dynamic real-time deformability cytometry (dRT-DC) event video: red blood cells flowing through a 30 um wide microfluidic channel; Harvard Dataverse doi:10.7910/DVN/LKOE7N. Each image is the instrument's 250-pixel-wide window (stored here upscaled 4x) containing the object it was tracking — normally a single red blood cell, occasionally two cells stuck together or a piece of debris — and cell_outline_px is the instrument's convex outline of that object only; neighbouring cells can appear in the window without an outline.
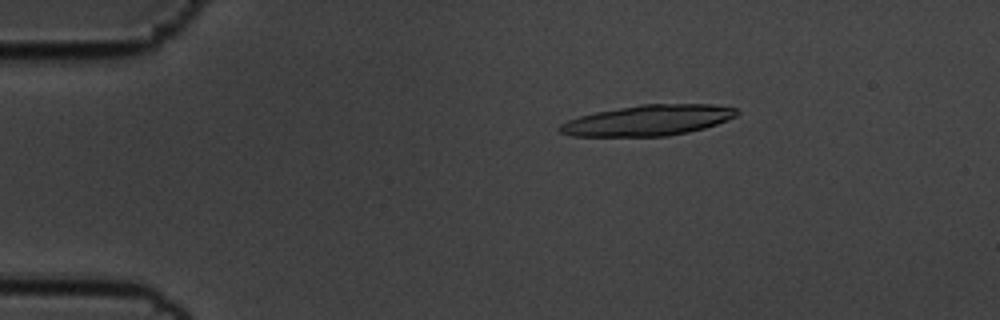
{"species": "common noctule bat (a hibernating species)", "species_latin": "Nyctalus noctula", "temperature_condition": "cold", "stored_images_in_passage": 10, "camera_frame_rate_fps": 3000, "um_per_image_px": 0.085, "animal": {"sex": "male", "body_mass_g": 19.5, "forearm_length_mm": 54.6}, "frame": {"image": 1, "passage_image": 2, "time_ms": 0.333, "image_size_px": [1000, 320], "cell_outline_px": [[740, 112], [736, 116], [716, 124], [704, 128], [688, 132], [668, 136], [572, 136], [560, 132], [556, 128], [560, 124], [568, 120], [580, 116], [596, 112], [640, 104], [712, 104], [736, 108]], "centroid_in_image_um": [55.09, 10.23], "position_along_channel_um": 29.9, "area_um2": 31.56}}